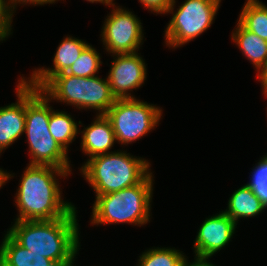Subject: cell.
I'll return each instance as SVG.
<instances>
[{
	"mask_svg": "<svg viewBox=\"0 0 267 266\" xmlns=\"http://www.w3.org/2000/svg\"><path fill=\"white\" fill-rule=\"evenodd\" d=\"M80 125V126H79ZM81 121H75L73 116L65 111L53 109L50 106L49 131L56 142L68 153L69 145L75 141Z\"/></svg>",
	"mask_w": 267,
	"mask_h": 266,
	"instance_id": "ac0fdd59",
	"label": "cell"
},
{
	"mask_svg": "<svg viewBox=\"0 0 267 266\" xmlns=\"http://www.w3.org/2000/svg\"><path fill=\"white\" fill-rule=\"evenodd\" d=\"M247 30L267 41V6L259 0H246L237 19Z\"/></svg>",
	"mask_w": 267,
	"mask_h": 266,
	"instance_id": "d6986e66",
	"label": "cell"
},
{
	"mask_svg": "<svg viewBox=\"0 0 267 266\" xmlns=\"http://www.w3.org/2000/svg\"><path fill=\"white\" fill-rule=\"evenodd\" d=\"M16 84L17 101L0 107V156L17 142L25 129L26 81L20 77Z\"/></svg>",
	"mask_w": 267,
	"mask_h": 266,
	"instance_id": "4fadbf2b",
	"label": "cell"
},
{
	"mask_svg": "<svg viewBox=\"0 0 267 266\" xmlns=\"http://www.w3.org/2000/svg\"><path fill=\"white\" fill-rule=\"evenodd\" d=\"M81 133V151L90 159L92 157L111 153L110 151L116 144L115 134L110 120L105 115H97L93 122L87 127L84 126Z\"/></svg>",
	"mask_w": 267,
	"mask_h": 266,
	"instance_id": "5bb4252c",
	"label": "cell"
},
{
	"mask_svg": "<svg viewBox=\"0 0 267 266\" xmlns=\"http://www.w3.org/2000/svg\"><path fill=\"white\" fill-rule=\"evenodd\" d=\"M13 16L7 6L6 0H0V42L2 43L13 33Z\"/></svg>",
	"mask_w": 267,
	"mask_h": 266,
	"instance_id": "603a6c76",
	"label": "cell"
},
{
	"mask_svg": "<svg viewBox=\"0 0 267 266\" xmlns=\"http://www.w3.org/2000/svg\"><path fill=\"white\" fill-rule=\"evenodd\" d=\"M250 173L247 184L267 206V153L259 159Z\"/></svg>",
	"mask_w": 267,
	"mask_h": 266,
	"instance_id": "7402d4cb",
	"label": "cell"
},
{
	"mask_svg": "<svg viewBox=\"0 0 267 266\" xmlns=\"http://www.w3.org/2000/svg\"><path fill=\"white\" fill-rule=\"evenodd\" d=\"M86 1L90 3H101L102 5H106V7L108 6V8H111L112 5L116 4L114 3L115 0H86Z\"/></svg>",
	"mask_w": 267,
	"mask_h": 266,
	"instance_id": "83f0119b",
	"label": "cell"
},
{
	"mask_svg": "<svg viewBox=\"0 0 267 266\" xmlns=\"http://www.w3.org/2000/svg\"><path fill=\"white\" fill-rule=\"evenodd\" d=\"M108 82L116 99L137 98L131 92L139 89L147 79V64L140 53L111 55Z\"/></svg>",
	"mask_w": 267,
	"mask_h": 266,
	"instance_id": "30bf717a",
	"label": "cell"
},
{
	"mask_svg": "<svg viewBox=\"0 0 267 266\" xmlns=\"http://www.w3.org/2000/svg\"><path fill=\"white\" fill-rule=\"evenodd\" d=\"M0 266H58L21 246L7 231L0 244Z\"/></svg>",
	"mask_w": 267,
	"mask_h": 266,
	"instance_id": "2e32d148",
	"label": "cell"
},
{
	"mask_svg": "<svg viewBox=\"0 0 267 266\" xmlns=\"http://www.w3.org/2000/svg\"><path fill=\"white\" fill-rule=\"evenodd\" d=\"M40 90L51 102L73 105L79 110L92 109L97 115H105L116 100L107 77L98 75L77 77L61 73L53 76Z\"/></svg>",
	"mask_w": 267,
	"mask_h": 266,
	"instance_id": "8992f818",
	"label": "cell"
},
{
	"mask_svg": "<svg viewBox=\"0 0 267 266\" xmlns=\"http://www.w3.org/2000/svg\"><path fill=\"white\" fill-rule=\"evenodd\" d=\"M188 259L175 247H152L140 254L136 266H186Z\"/></svg>",
	"mask_w": 267,
	"mask_h": 266,
	"instance_id": "ffe728a7",
	"label": "cell"
},
{
	"mask_svg": "<svg viewBox=\"0 0 267 266\" xmlns=\"http://www.w3.org/2000/svg\"><path fill=\"white\" fill-rule=\"evenodd\" d=\"M57 1L60 0H6V3L10 12L14 15L18 6L22 5L24 6L27 4L33 6H38V5L42 6L44 4H53V3L55 4Z\"/></svg>",
	"mask_w": 267,
	"mask_h": 266,
	"instance_id": "d4e9b609",
	"label": "cell"
},
{
	"mask_svg": "<svg viewBox=\"0 0 267 266\" xmlns=\"http://www.w3.org/2000/svg\"><path fill=\"white\" fill-rule=\"evenodd\" d=\"M230 37L242 55L253 64L259 79L267 71V41L247 30L239 21Z\"/></svg>",
	"mask_w": 267,
	"mask_h": 266,
	"instance_id": "9a60e30c",
	"label": "cell"
},
{
	"mask_svg": "<svg viewBox=\"0 0 267 266\" xmlns=\"http://www.w3.org/2000/svg\"><path fill=\"white\" fill-rule=\"evenodd\" d=\"M237 224L223 211L206 218L194 240V258L209 259L224 249L236 233Z\"/></svg>",
	"mask_w": 267,
	"mask_h": 266,
	"instance_id": "8fae6325",
	"label": "cell"
},
{
	"mask_svg": "<svg viewBox=\"0 0 267 266\" xmlns=\"http://www.w3.org/2000/svg\"><path fill=\"white\" fill-rule=\"evenodd\" d=\"M86 41L73 36H64L53 57L52 67L35 68L29 77L22 78L32 87L41 89L53 76L65 73L79 58L83 49L88 45Z\"/></svg>",
	"mask_w": 267,
	"mask_h": 266,
	"instance_id": "7c38bea8",
	"label": "cell"
},
{
	"mask_svg": "<svg viewBox=\"0 0 267 266\" xmlns=\"http://www.w3.org/2000/svg\"><path fill=\"white\" fill-rule=\"evenodd\" d=\"M162 108L138 98L116 99L106 112L116 143L132 144L149 134L163 117Z\"/></svg>",
	"mask_w": 267,
	"mask_h": 266,
	"instance_id": "ba28073f",
	"label": "cell"
},
{
	"mask_svg": "<svg viewBox=\"0 0 267 266\" xmlns=\"http://www.w3.org/2000/svg\"><path fill=\"white\" fill-rule=\"evenodd\" d=\"M227 203V209L223 212L237 225L239 219L255 217L267 209V206L247 183L235 190Z\"/></svg>",
	"mask_w": 267,
	"mask_h": 266,
	"instance_id": "e0dca14e",
	"label": "cell"
},
{
	"mask_svg": "<svg viewBox=\"0 0 267 266\" xmlns=\"http://www.w3.org/2000/svg\"><path fill=\"white\" fill-rule=\"evenodd\" d=\"M188 261L189 260H187L186 266H217L216 264H213L209 259L194 258L193 262Z\"/></svg>",
	"mask_w": 267,
	"mask_h": 266,
	"instance_id": "484cf974",
	"label": "cell"
},
{
	"mask_svg": "<svg viewBox=\"0 0 267 266\" xmlns=\"http://www.w3.org/2000/svg\"><path fill=\"white\" fill-rule=\"evenodd\" d=\"M111 7L100 34L105 51L111 55L138 52L145 39L141 20L126 7Z\"/></svg>",
	"mask_w": 267,
	"mask_h": 266,
	"instance_id": "9c48e42d",
	"label": "cell"
},
{
	"mask_svg": "<svg viewBox=\"0 0 267 266\" xmlns=\"http://www.w3.org/2000/svg\"><path fill=\"white\" fill-rule=\"evenodd\" d=\"M15 176L14 173L7 172L4 169L0 168V189L7 183L8 180L12 179Z\"/></svg>",
	"mask_w": 267,
	"mask_h": 266,
	"instance_id": "4316f807",
	"label": "cell"
},
{
	"mask_svg": "<svg viewBox=\"0 0 267 266\" xmlns=\"http://www.w3.org/2000/svg\"><path fill=\"white\" fill-rule=\"evenodd\" d=\"M27 165L14 196L18 210L14 221L55 220L70 214L76 207L62 197L59 177L67 179L72 172L51 165Z\"/></svg>",
	"mask_w": 267,
	"mask_h": 266,
	"instance_id": "6da1fadb",
	"label": "cell"
},
{
	"mask_svg": "<svg viewBox=\"0 0 267 266\" xmlns=\"http://www.w3.org/2000/svg\"><path fill=\"white\" fill-rule=\"evenodd\" d=\"M146 10L160 15L168 12L169 7L173 4L174 0H138Z\"/></svg>",
	"mask_w": 267,
	"mask_h": 266,
	"instance_id": "cb8c5ba5",
	"label": "cell"
},
{
	"mask_svg": "<svg viewBox=\"0 0 267 266\" xmlns=\"http://www.w3.org/2000/svg\"><path fill=\"white\" fill-rule=\"evenodd\" d=\"M150 167L148 159L117 150L87 159L79 171L96 197L139 184L151 172Z\"/></svg>",
	"mask_w": 267,
	"mask_h": 266,
	"instance_id": "277c9868",
	"label": "cell"
},
{
	"mask_svg": "<svg viewBox=\"0 0 267 266\" xmlns=\"http://www.w3.org/2000/svg\"><path fill=\"white\" fill-rule=\"evenodd\" d=\"M77 208L55 220L13 221L7 232L23 247L54 261L71 266L81 249Z\"/></svg>",
	"mask_w": 267,
	"mask_h": 266,
	"instance_id": "7a4b0ae2",
	"label": "cell"
},
{
	"mask_svg": "<svg viewBox=\"0 0 267 266\" xmlns=\"http://www.w3.org/2000/svg\"><path fill=\"white\" fill-rule=\"evenodd\" d=\"M263 92V94H264V97H266L267 98V91H262ZM267 110V109H266ZM267 112V111H266Z\"/></svg>",
	"mask_w": 267,
	"mask_h": 266,
	"instance_id": "f546056e",
	"label": "cell"
},
{
	"mask_svg": "<svg viewBox=\"0 0 267 266\" xmlns=\"http://www.w3.org/2000/svg\"><path fill=\"white\" fill-rule=\"evenodd\" d=\"M151 171L139 184L118 192L97 195L92 207L90 224H131L143 226L150 222L154 177Z\"/></svg>",
	"mask_w": 267,
	"mask_h": 266,
	"instance_id": "5b68a950",
	"label": "cell"
},
{
	"mask_svg": "<svg viewBox=\"0 0 267 266\" xmlns=\"http://www.w3.org/2000/svg\"><path fill=\"white\" fill-rule=\"evenodd\" d=\"M101 57L100 52L88 44L66 73L77 77L97 76L103 64Z\"/></svg>",
	"mask_w": 267,
	"mask_h": 266,
	"instance_id": "44dd1931",
	"label": "cell"
},
{
	"mask_svg": "<svg viewBox=\"0 0 267 266\" xmlns=\"http://www.w3.org/2000/svg\"><path fill=\"white\" fill-rule=\"evenodd\" d=\"M50 102L51 100L40 89L26 82L24 133L29 146V164L51 165L72 172L68 153L49 131Z\"/></svg>",
	"mask_w": 267,
	"mask_h": 266,
	"instance_id": "3957f363",
	"label": "cell"
},
{
	"mask_svg": "<svg viewBox=\"0 0 267 266\" xmlns=\"http://www.w3.org/2000/svg\"><path fill=\"white\" fill-rule=\"evenodd\" d=\"M221 0H184L175 9L176 0L166 14H172L164 30L166 47L176 49L184 46L206 32L215 21Z\"/></svg>",
	"mask_w": 267,
	"mask_h": 266,
	"instance_id": "52a82bcc",
	"label": "cell"
},
{
	"mask_svg": "<svg viewBox=\"0 0 267 266\" xmlns=\"http://www.w3.org/2000/svg\"><path fill=\"white\" fill-rule=\"evenodd\" d=\"M261 83L262 91H267V71L258 79Z\"/></svg>",
	"mask_w": 267,
	"mask_h": 266,
	"instance_id": "f1b7e54d",
	"label": "cell"
}]
</instances>
